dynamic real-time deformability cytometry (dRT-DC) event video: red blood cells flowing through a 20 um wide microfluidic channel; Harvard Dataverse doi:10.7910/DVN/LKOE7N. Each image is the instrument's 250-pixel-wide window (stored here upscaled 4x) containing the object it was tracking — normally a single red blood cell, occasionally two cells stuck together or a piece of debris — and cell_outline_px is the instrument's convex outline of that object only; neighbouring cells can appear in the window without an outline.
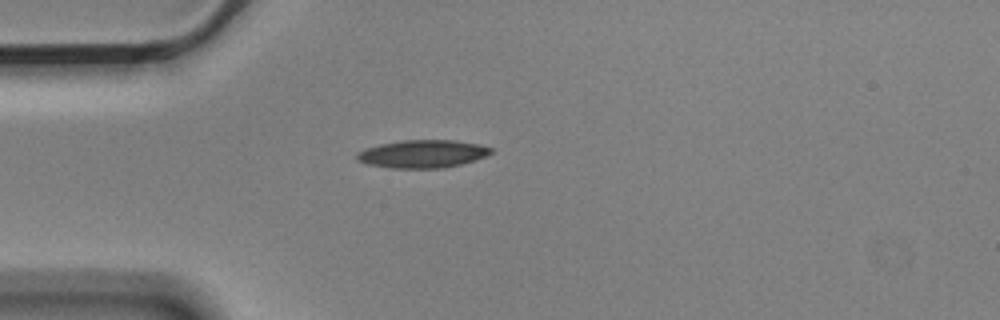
{"species": "Egyptian fruit bat (a non-hibernating species)", "species_latin": "Rousettus aegyptiacus", "temperature_condition": "cold", "stored_images_in_passage": 1, "camera_frame_rate_fps": 3000, "um_per_image_px": 0.085, "animal": {"sex": "male"}, "frame": {"image": 1, "passage_image": 1, "time_ms": 0.0, "image_size_px": [1000, 320], "cell_outline_px": [[492, 152], [476, 160], [444, 168], [388, 168], [368, 164], [356, 160], [356, 152], [380, 144], [404, 140], [456, 140], [480, 144], [492, 148]], "centroid_in_image_um": [35.91, 13.08], "position_along_channel_um": 49.1, "area_um2": 21.79}}